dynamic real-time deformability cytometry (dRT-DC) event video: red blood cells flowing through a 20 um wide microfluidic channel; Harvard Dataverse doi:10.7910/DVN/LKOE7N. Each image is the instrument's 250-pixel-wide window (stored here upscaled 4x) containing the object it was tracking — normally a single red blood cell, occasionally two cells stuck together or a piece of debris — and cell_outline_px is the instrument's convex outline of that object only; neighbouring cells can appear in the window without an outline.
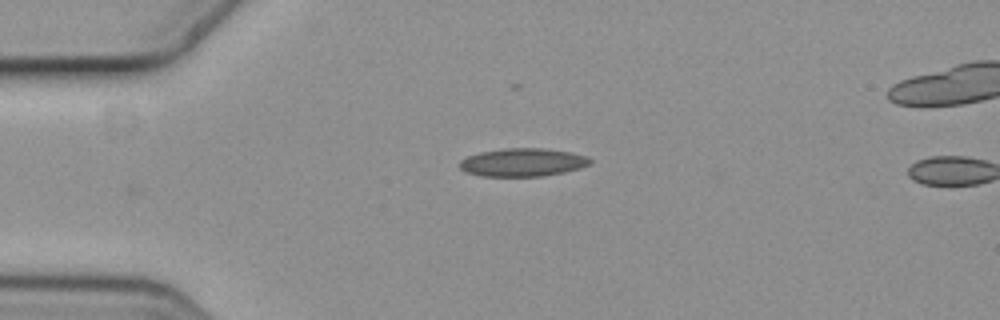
{"species": "common noctule bat (a hibernating species)", "species_latin": "Nyctalus noctula", "temperature_condition": "cold", "stored_images_in_passage": 2, "camera_frame_rate_fps": 3000, "um_per_image_px": 0.085, "animal": {"sex": "female", "body_mass_g": 19.3, "forearm_length_mm": 54.1}, "frame": {"image": 1, "passage_image": 2, "time_ms": 0.333, "image_size_px": [1000, 320], "cell_outline_px": [[592, 160], [588, 164], [580, 168], [564, 172], [540, 176], [480, 176], [464, 172], [456, 164], [460, 160], [468, 156], [480, 152], [504, 148], [544, 148], [572, 152], [588, 156]], "centroid_in_image_um": [44.39, 13.79], "position_along_channel_um": 40.6, "area_um2": 21.56}}